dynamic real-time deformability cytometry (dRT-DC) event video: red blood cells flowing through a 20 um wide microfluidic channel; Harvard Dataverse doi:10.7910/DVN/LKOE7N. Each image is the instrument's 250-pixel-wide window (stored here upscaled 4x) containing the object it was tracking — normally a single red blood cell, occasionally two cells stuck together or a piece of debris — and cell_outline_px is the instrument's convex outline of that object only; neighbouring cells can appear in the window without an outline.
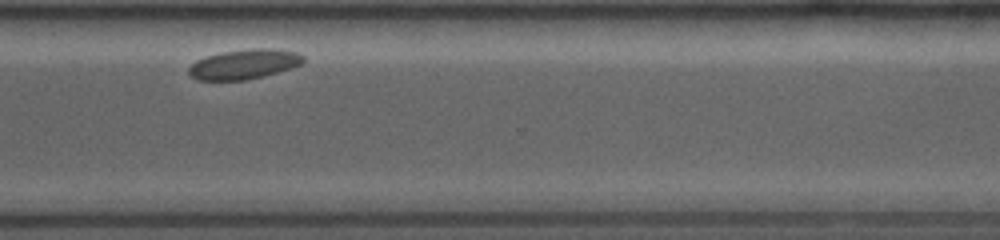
{"species": "common noctule bat (a hibernating species)", "species_latin": "Nyctalus noctula", "temperature_condition": "room temperature", "stored_images_in_passage": 26, "camera_frame_rate_fps": 4000, "um_per_image_px": 0.085, "animal": {"sex": "female", "body_mass_g": 19.0, "forearm_length_mm": 53.3}, "frame": {"image": 1, "passage_image": 22, "time_ms": 8.25, "image_size_px": [1000, 240], "cell_outline_px": [[304, 64], [292, 68], [244, 80], [196, 80], [188, 72], [188, 68], [196, 60], [220, 52], [248, 48], [272, 48], [296, 52], [304, 56]], "centroid_in_image_um": [20.76, 5.44], "position_along_channel_um": 349.8, "area_um2": 19.88}}
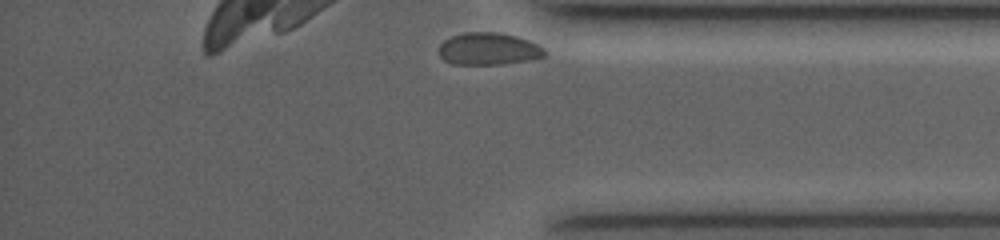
{"frame": {"image": 2, "passage_image": 26, "time_ms": 9.5, "image_size_px": [1000, 240], "cell_outline_px": [[548, 52], [544, 56], [528, 60], [500, 64], [452, 64], [444, 60], [440, 56], [440, 44], [444, 40], [452, 36], [464, 32], [500, 32], [516, 36], [528, 40], [544, 48]], "centroid_in_image_um": [41.53, 4.15], "position_along_channel_um": 393.7, "area_um2": 19.83}}